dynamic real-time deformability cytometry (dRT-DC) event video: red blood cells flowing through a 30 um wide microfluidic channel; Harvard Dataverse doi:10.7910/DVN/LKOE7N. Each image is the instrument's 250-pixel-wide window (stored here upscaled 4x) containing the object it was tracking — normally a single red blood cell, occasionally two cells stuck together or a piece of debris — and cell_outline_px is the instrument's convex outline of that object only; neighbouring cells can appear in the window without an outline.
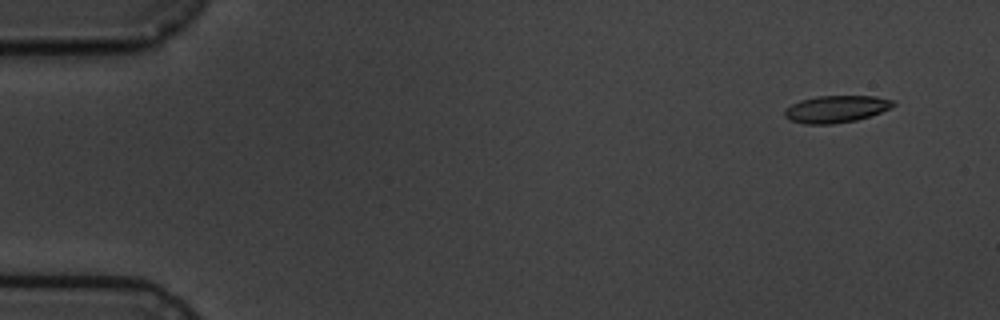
{"species": "common noctule bat (a hibernating species)", "species_latin": "Nyctalus noctula", "temperature_condition": "cold", "stored_images_in_passage": 6, "camera_frame_rate_fps": 3000, "um_per_image_px": 0.085, "animal": {"sex": "male", "body_mass_g": 19.5, "forearm_length_mm": 54.6}, "frame": {"image": 1, "passage_image": 1, "time_ms": 0.0, "image_size_px": [1000, 320], "cell_outline_px": [[896, 104], [880, 112], [856, 120], [832, 124], [804, 124], [788, 120], [784, 116], [784, 108], [800, 100], [816, 96], [876, 96], [896, 100]], "centroid_in_image_um": [71.03, 9.26], "position_along_channel_um": 14.0, "area_um2": 17.22}}
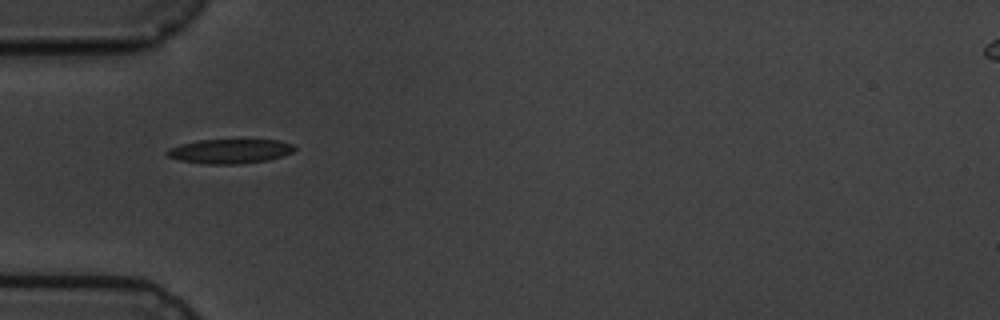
{"frame": {"image": 2, "passage_image": 5, "time_ms": 4.667, "image_size_px": [1000, 320], "cell_outline_px": [[296, 148], [292, 152], [284, 156], [268, 160], [240, 164], [200, 164], [180, 160], [168, 156], [164, 152], [168, 148], [180, 144], [200, 140], [280, 140], [292, 144]], "centroid_in_image_um": [19.53, 12.86], "position_along_channel_um": 65.5, "area_um2": 18.26}}
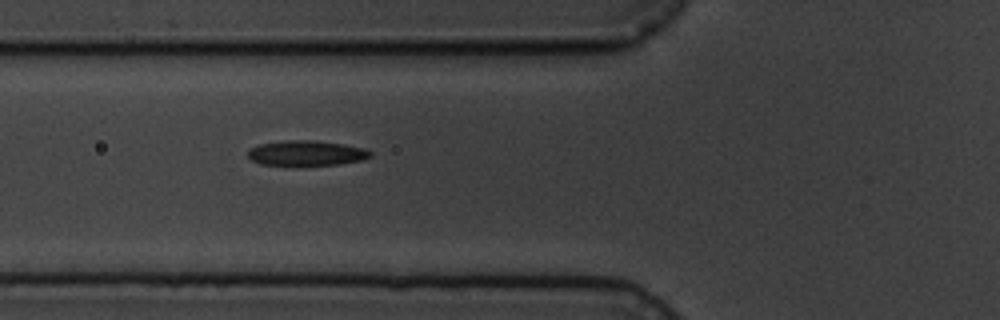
{"frame": {"image": 3, "passage_image": 6, "time_ms": 5.667, "image_size_px": [1000, 320], "cell_outline_px": [[372, 156], [364, 160], [340, 164], [260, 164], [252, 160], [248, 156], [248, 148], [260, 144], [284, 140], [316, 140], [344, 144], [364, 148], [372, 152]], "centroid_in_image_um": [26.07, 12.99], "position_along_channel_um": 99.7, "area_um2": 17.8}}